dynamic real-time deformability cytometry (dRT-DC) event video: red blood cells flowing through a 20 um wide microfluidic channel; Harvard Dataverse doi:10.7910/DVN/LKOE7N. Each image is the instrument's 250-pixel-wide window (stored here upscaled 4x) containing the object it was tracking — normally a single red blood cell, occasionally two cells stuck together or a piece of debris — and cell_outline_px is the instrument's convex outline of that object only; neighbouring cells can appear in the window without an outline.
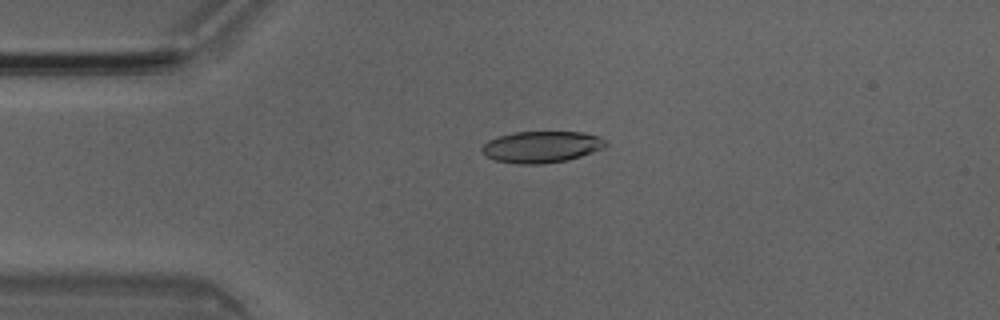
{"species": "Egyptian fruit bat (a non-hibernating species)", "species_latin": "Rousettus aegyptiacus", "temperature_condition": "room temperature", "stored_images_in_passage": 4, "camera_frame_rate_fps": 3000, "um_per_image_px": 0.085, "animal": {"sex": "male"}, "frame": {"image": 1, "passage_image": 3, "time_ms": 0.667, "image_size_px": [1000, 320], "cell_outline_px": [[608, 144], [604, 148], [568, 160], [544, 164], [520, 164], [496, 160], [488, 156], [480, 148], [488, 140], [496, 136], [512, 132], [584, 132], [600, 136]], "centroid_in_image_um": [46.04, 12.47], "position_along_channel_um": 39.0, "area_um2": 22.77}}